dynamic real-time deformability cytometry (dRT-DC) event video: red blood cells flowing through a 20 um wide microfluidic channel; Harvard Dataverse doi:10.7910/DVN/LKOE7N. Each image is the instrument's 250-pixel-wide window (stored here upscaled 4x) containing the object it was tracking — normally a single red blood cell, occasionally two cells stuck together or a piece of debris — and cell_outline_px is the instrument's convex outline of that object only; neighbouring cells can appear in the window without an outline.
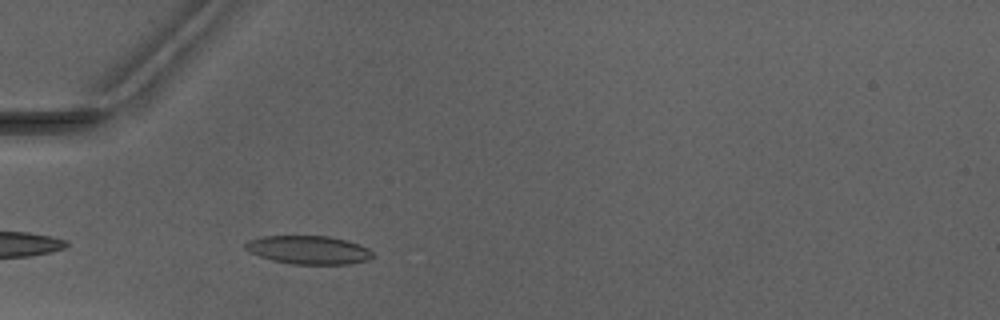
{"species": "Egyptian fruit bat (a non-hibernating species)", "species_latin": "Rousettus aegyptiacus", "temperature_condition": "warm", "stored_images_in_passage": 2, "camera_frame_rate_fps": 3000, "um_per_image_px": 0.085, "animal": {"sex": "male"}, "frame": {"image": 1, "passage_image": 2, "time_ms": 1.0, "image_size_px": [1000, 320], "cell_outline_px": [[376, 256], [368, 260], [348, 264], [292, 264], [272, 260], [260, 256], [244, 248], [244, 244], [248, 240], [260, 236], [328, 236], [348, 240], [368, 248]], "centroid_in_image_um": [26.25, 21.24], "position_along_channel_um": 58.8, "area_um2": 21.15}}